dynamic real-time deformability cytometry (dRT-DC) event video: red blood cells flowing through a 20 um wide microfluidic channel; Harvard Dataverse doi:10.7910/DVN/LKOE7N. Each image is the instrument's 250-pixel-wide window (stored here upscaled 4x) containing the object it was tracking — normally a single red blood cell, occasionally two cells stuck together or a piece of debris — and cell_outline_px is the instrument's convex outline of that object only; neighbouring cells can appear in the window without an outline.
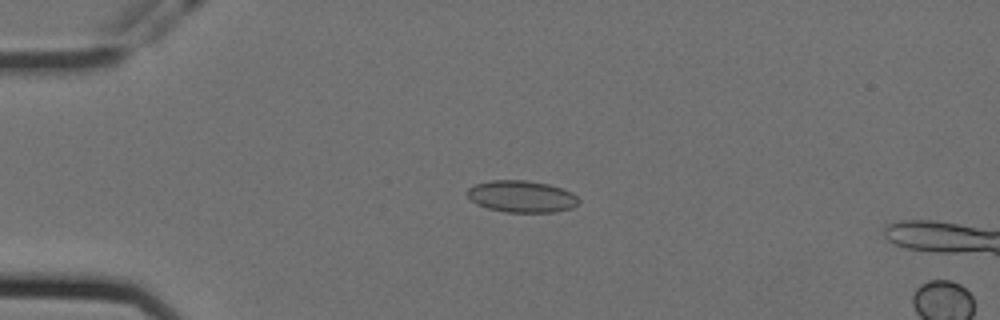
{"species": "Egyptian fruit bat (a non-hibernating species)", "species_latin": "Rousettus aegyptiacus", "temperature_condition": "cold", "stored_images_in_passage": 55, "segment_of_instrument_passage": [1, 2], "camera_frame_rate_fps": 3000, "um_per_image_px": 0.085, "animal": {"sex": "female"}, "frame": {"image": 1, "passage_image": 11, "time_ms": 3.333, "image_size_px": [1000, 320], "cell_outline_px": [[580, 200], [572, 208], [552, 212], [504, 212], [488, 208], [476, 204], [464, 192], [468, 188], [476, 184], [488, 180], [524, 180], [548, 184], [572, 192]], "centroid_in_image_um": [44.3, 16.7], "position_along_channel_um": 40.7, "area_um2": 20.63}}
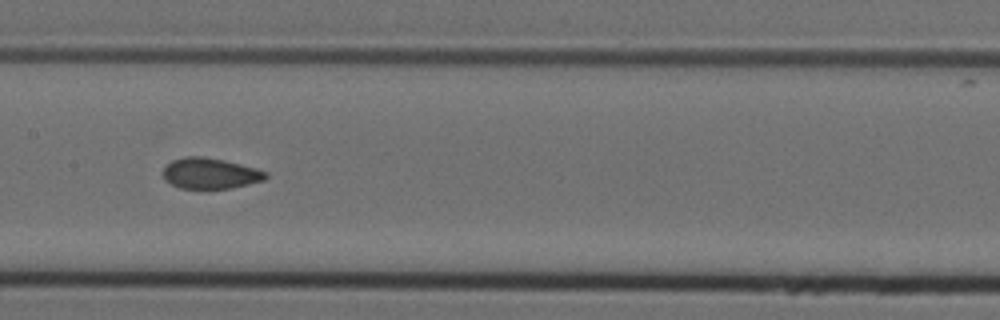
{"frame": {"image": 2, "passage_image": 26, "time_ms": 8.333, "image_size_px": [1000, 320], "cell_outline_px": [[268, 176], [264, 180], [232, 188], [180, 188], [164, 180], [164, 168], [172, 160], [184, 156], [204, 156], [224, 160], [256, 168], [268, 172]], "centroid_in_image_um": [17.88, 14.73], "position_along_channel_um": 189.5, "area_um2": 18.38}}
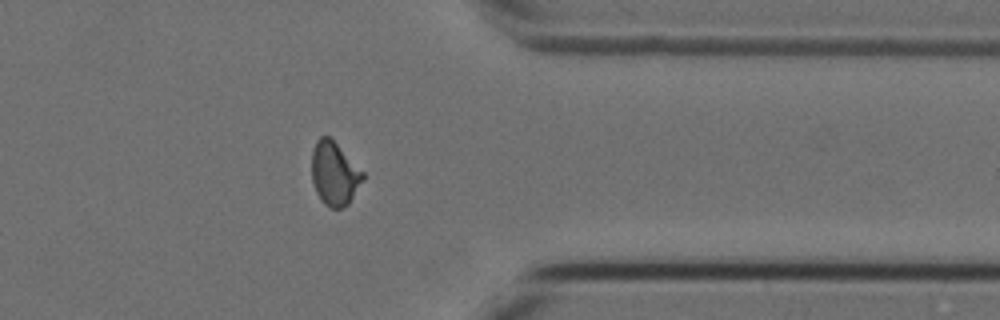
{"frame": {"image": 3, "passage_image": 43, "time_ms": 14.0, "image_size_px": [1000, 320], "cell_outline_px": [[364, 180], [348, 204], [340, 208], [332, 208], [324, 204], [320, 200], [316, 192], [312, 180], [312, 152], [316, 140], [320, 136], [328, 136], [364, 172]], "centroid_in_image_um": [28.42, 14.78], "position_along_channel_um": 383.0, "area_um2": 18.79}}